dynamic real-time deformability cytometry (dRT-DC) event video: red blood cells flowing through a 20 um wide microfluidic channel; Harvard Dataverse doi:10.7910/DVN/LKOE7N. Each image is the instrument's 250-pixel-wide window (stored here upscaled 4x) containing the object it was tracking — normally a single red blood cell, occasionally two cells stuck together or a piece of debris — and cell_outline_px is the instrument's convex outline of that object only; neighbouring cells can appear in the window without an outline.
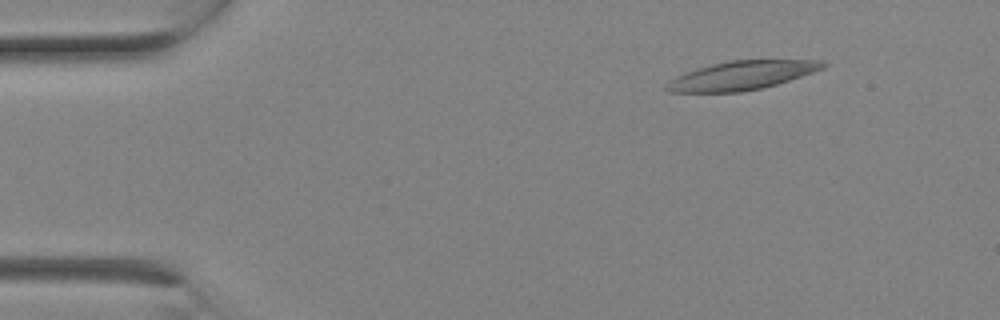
{"species": "Egyptian fruit bat (a non-hibernating species)", "species_latin": "Rousettus aegyptiacus", "temperature_condition": "room temperature", "stored_images_in_passage": 2, "camera_frame_rate_fps": 3000, "um_per_image_px": 0.085, "animal": {"sex": "female"}, "frame": {"image": 1, "passage_image": 1, "time_ms": 0.0, "image_size_px": [1000, 320], "cell_outline_px": [[828, 64], [824, 68], [776, 84], [760, 88], [740, 92], [668, 92], [664, 88], [664, 84], [676, 76], [696, 68], [712, 64], [732, 60], [820, 60]], "centroid_in_image_um": [62.99, 6.41], "position_along_channel_um": 22.0, "area_um2": 26.01}}
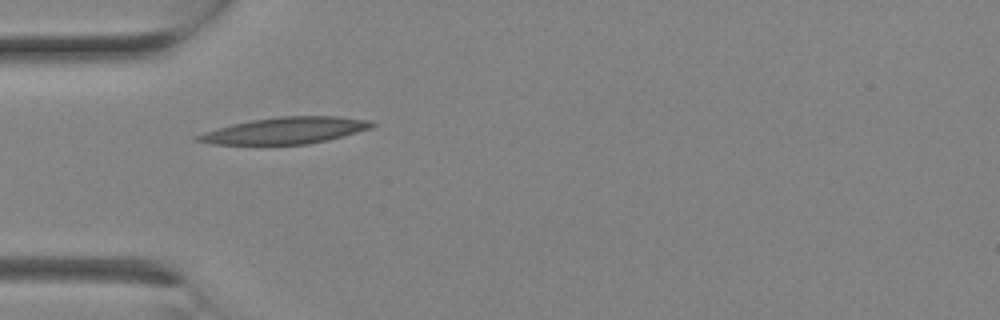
{"frame": {"image": 2, "passage_image": 2, "time_ms": 0.333, "image_size_px": [1000, 320], "cell_outline_px": [[376, 124], [372, 128], [344, 136], [328, 140], [308, 144], [212, 144], [192, 140], [192, 136], [204, 132], [232, 124], [252, 120], [280, 116], [336, 116], [372, 120]], "centroid_in_image_um": [24.26, 11.09], "position_along_channel_um": 60.7, "area_um2": 27.05}}